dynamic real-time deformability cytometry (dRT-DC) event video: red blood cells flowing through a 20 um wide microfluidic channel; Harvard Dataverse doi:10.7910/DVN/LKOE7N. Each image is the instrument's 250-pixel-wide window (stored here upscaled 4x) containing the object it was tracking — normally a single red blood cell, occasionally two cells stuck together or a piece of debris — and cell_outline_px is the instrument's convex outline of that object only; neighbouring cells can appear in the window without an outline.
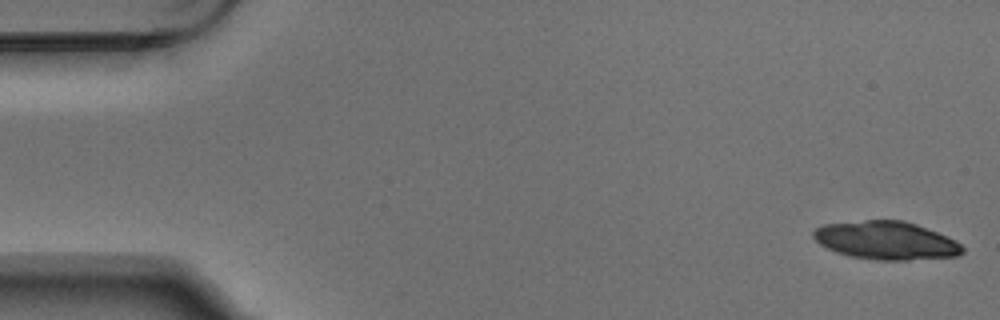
{"species": "Egyptian fruit bat (a non-hibernating species)", "species_latin": "Rousettus aegyptiacus", "temperature_condition": "warm", "stored_images_in_passage": 5, "camera_frame_rate_fps": 3000, "um_per_image_px": 0.085, "animal": {"sex": "male"}, "frame": {"image": 1, "passage_image": 1, "time_ms": 0.0, "image_size_px": [1000, 320], "cell_outline_px": [[964, 252], [956, 256], [908, 260], [876, 260], [848, 256], [836, 252], [820, 244], [812, 236], [812, 232], [816, 228], [824, 224], [864, 220], [900, 220], [916, 224], [956, 240], [964, 248]], "centroid_in_image_um": [75.3, 20.44], "position_along_channel_um": 9.7, "area_um2": 33.12}}
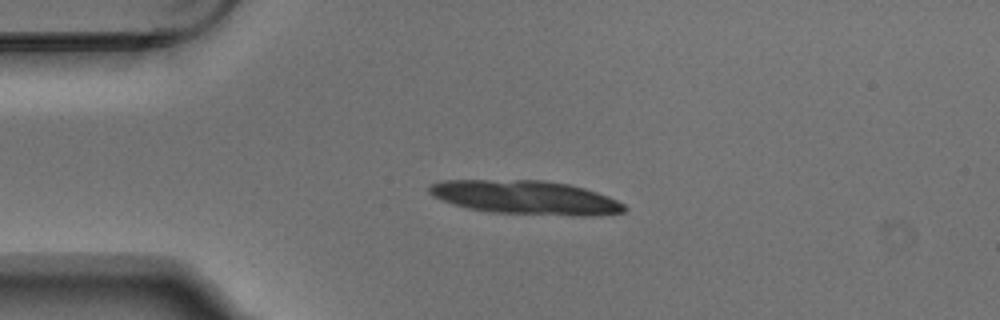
{"frame": {"image": 2, "passage_image": 4, "time_ms": 1.0, "image_size_px": [1000, 320], "cell_outline_px": [[628, 208], [624, 212], [600, 216], [576, 216], [492, 212], [468, 208], [452, 204], [440, 200], [432, 196], [428, 192], [428, 184], [440, 180], [544, 180], [568, 184], [584, 188], [608, 196], [624, 204]], "centroid_in_image_um": [44.66, 16.78], "position_along_channel_um": 40.3, "area_um2": 38.84}}